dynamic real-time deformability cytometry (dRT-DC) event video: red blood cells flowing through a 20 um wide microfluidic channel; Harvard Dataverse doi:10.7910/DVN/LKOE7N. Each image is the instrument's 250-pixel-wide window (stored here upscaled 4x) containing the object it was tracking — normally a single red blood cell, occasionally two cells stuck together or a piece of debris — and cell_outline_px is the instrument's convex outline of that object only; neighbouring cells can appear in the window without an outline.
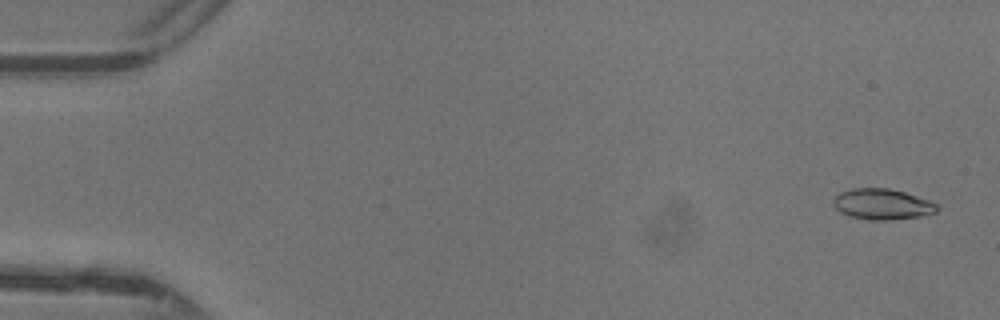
{"species": "common noctule bat (a hibernating species)", "species_latin": "Nyctalus noctula", "temperature_condition": "warm", "stored_images_in_passage": 47, "camera_frame_rate_fps": 3000, "um_per_image_px": 0.085, "animal": {"sex": "female"}, "frame": {"image": 1, "passage_image": 2, "time_ms": 0.333, "image_size_px": [1000, 320], "cell_outline_px": [[940, 208], [936, 212], [920, 216], [888, 220], [868, 220], [848, 216], [840, 212], [836, 208], [832, 200], [840, 192], [852, 188], [888, 188], [904, 192], [940, 204]], "centroid_in_image_um": [75.0, 17.36], "position_along_channel_um": 10.0, "area_um2": 18.67}}
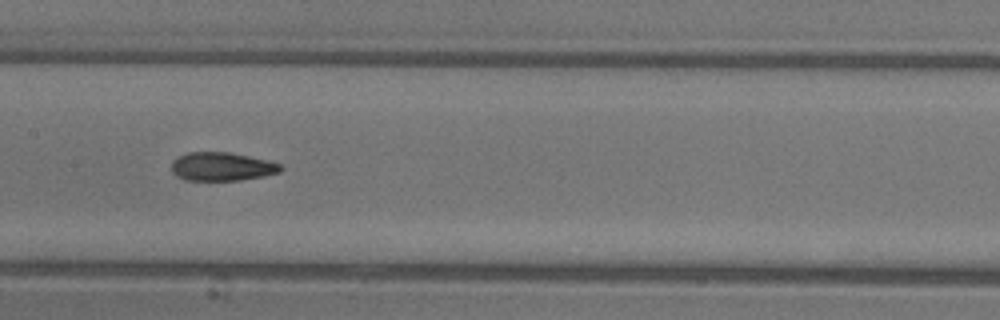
{"frame": {"image": 2, "passage_image": 24, "time_ms": 7.667, "image_size_px": [1000, 320], "cell_outline_px": [[284, 168], [280, 172], [264, 176], [240, 180], [184, 180], [176, 176], [172, 172], [172, 160], [188, 152], [228, 152], [268, 160], [280, 164]], "centroid_in_image_um": [18.86, 14.16], "position_along_channel_um": 188.5, "area_um2": 18.15}}
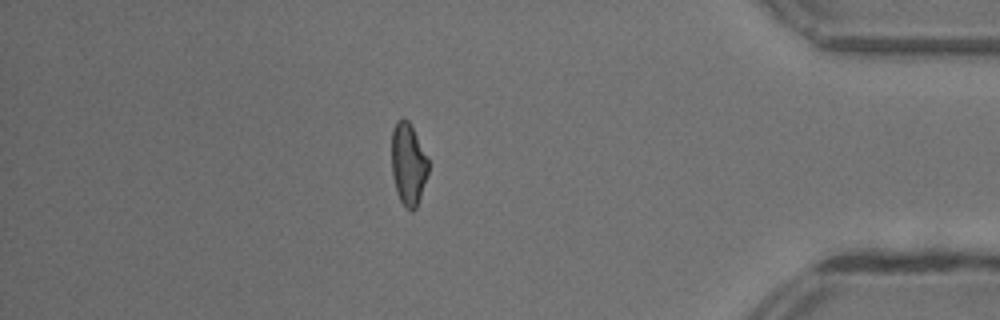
{"frame": {"image": 3, "passage_image": 41, "time_ms": 13.333, "image_size_px": [1000, 320], "cell_outline_px": [[428, 172], [416, 208], [412, 212], [404, 208], [396, 192], [392, 172], [392, 132], [396, 120], [404, 116], [408, 120], [428, 160]], "centroid_in_image_um": [34.68, 13.96], "position_along_channel_um": 400.5, "area_um2": 17.4}, "authors_computed_cell_mechanics": {"area_um2": 18.496, "velocity_mm_per_s": 4.426, "shape_relaxation_time_tau1_ms": 7.2192, "shape_relaxation_time_tau2_ms": 1.5859, "deformation_change_tau1": 0.2316, "deformation_change_tau2": 0.0878}}